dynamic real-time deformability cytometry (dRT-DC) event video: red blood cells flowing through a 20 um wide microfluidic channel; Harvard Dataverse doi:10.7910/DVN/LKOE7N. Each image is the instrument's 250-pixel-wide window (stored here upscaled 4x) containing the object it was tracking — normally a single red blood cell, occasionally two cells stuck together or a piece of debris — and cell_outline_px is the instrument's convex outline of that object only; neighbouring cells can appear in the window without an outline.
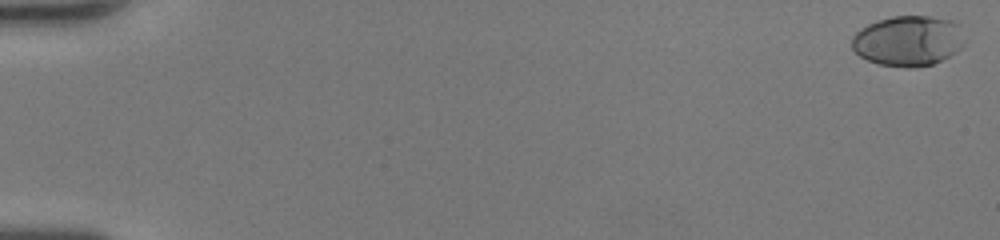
{"species": "human", "species_latin": "Homo sapiens", "temperature_condition": "room temperature", "stored_images_in_passage": 52, "camera_frame_rate_fps": 3000, "um_per_image_px": 0.085, "donor": {"sex": "female"}, "frame": {"image": 1, "passage_image": 2, "time_ms": 0.333, "image_size_px": [1000, 240], "cell_outline_px": [[964, 44], [960, 48], [948, 56], [932, 64], [912, 68], [908, 68], [880, 64], [868, 60], [860, 56], [852, 48], [852, 36], [860, 28], [876, 20], [892, 16], [928, 16], [952, 20], [960, 24], [964, 40]], "centroid_in_image_um": [77.19, 3.45], "position_along_channel_um": 7.8, "area_um2": 33.18}}
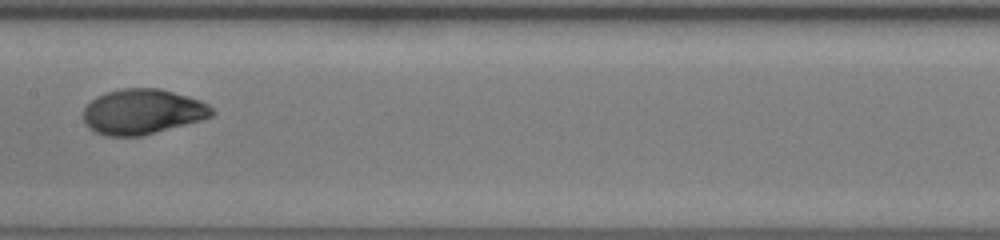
{"frame": {"image": 2, "passage_image": 29, "time_ms": 9.333, "image_size_px": [1000, 240], "cell_outline_px": [[216, 112], [212, 116], [200, 120], [140, 136], [104, 136], [88, 128], [84, 120], [84, 108], [96, 96], [120, 88], [160, 88], [188, 96], [200, 100], [208, 104]], "centroid_in_image_um": [12.11, 9.48], "position_along_channel_um": 195.3, "area_um2": 33.76}}
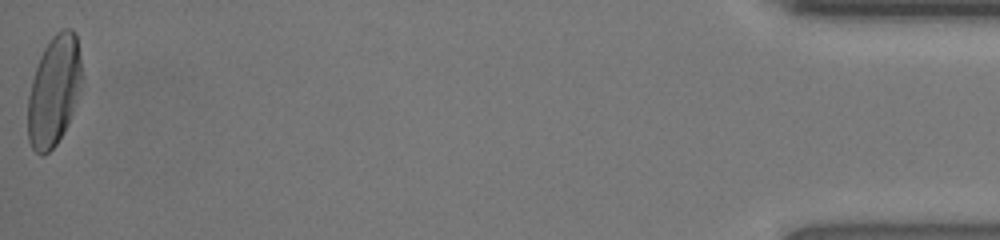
{"frame": {"image": 3, "passage_image": 52, "time_ms": 17.0, "image_size_px": [1000, 240], "cell_outline_px": [[84, 80], [80, 92], [68, 124], [64, 132], [56, 144], [44, 156], [40, 156], [32, 148], [28, 140], [28, 96], [32, 80], [40, 56], [44, 48], [52, 36], [60, 28], [72, 28], [76, 32], [84, 76]], "centroid_in_image_um": [4.62, 7.69], "position_along_channel_um": 430.6, "area_um2": 35.32}, "authors_computed_cell_mechanics": {"area_um2": 33.2061, "velocity_mm_per_s": 4.2668, "shape_relaxation_time_tau1_ms": 4.0466, "shape_relaxation_time_tau2_ms": null, "deformation_change_tau1": 0.2112, "deformation_change_tau2": null}}